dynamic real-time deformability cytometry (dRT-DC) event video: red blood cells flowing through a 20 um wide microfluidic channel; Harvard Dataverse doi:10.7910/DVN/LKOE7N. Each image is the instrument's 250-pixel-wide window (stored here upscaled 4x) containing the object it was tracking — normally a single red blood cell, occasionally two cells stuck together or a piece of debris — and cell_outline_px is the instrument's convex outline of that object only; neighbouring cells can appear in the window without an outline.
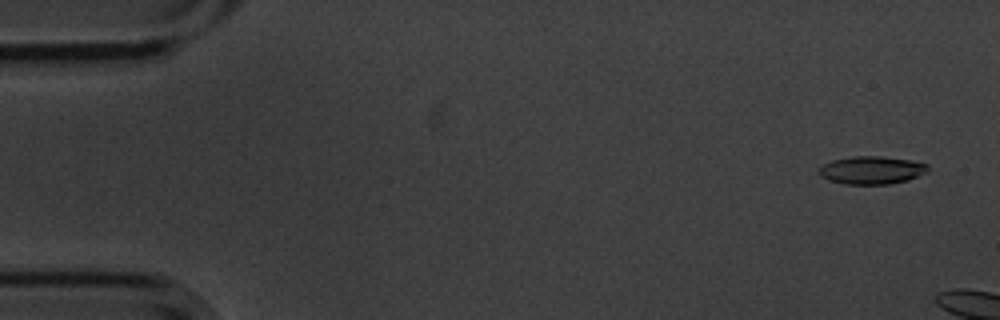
{"species": "common noctule bat (a hibernating species)", "species_latin": "Nyctalus noctula", "temperature_condition": "cold", "stored_images_in_passage": 3, "camera_frame_rate_fps": 3000, "um_per_image_px": 0.085, "animal": {"sex": "male", "body_mass_g": 20.1, "forearm_length_mm": 53.5}, "frame": {"image": 1, "passage_image": 1, "time_ms": 0.0, "image_size_px": [1000, 320], "cell_outline_px": [[928, 172], [908, 180], [888, 184], [848, 184], [828, 180], [820, 176], [816, 172], [824, 164], [832, 160], [852, 156], [880, 156], [908, 160], [928, 164]], "centroid_in_image_um": [74.07, 14.46], "position_along_channel_um": 10.9, "area_um2": 17.69}}